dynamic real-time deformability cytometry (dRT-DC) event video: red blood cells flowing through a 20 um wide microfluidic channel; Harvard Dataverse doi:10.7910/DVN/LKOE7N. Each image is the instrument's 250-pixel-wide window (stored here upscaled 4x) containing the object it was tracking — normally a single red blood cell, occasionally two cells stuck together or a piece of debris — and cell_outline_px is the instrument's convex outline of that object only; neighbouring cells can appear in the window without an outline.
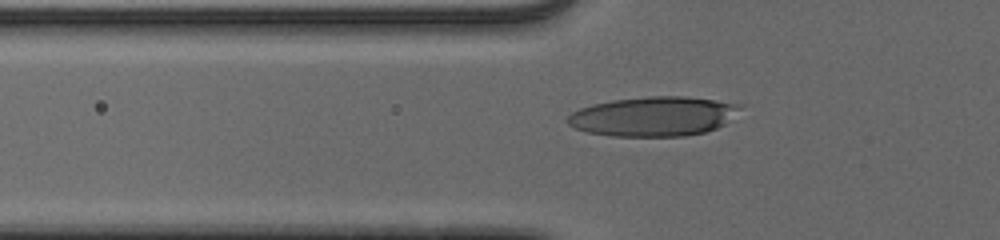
{"species": "human", "species_latin": "Homo sapiens", "temperature_condition": "cold", "stored_images_in_passage": 43, "camera_frame_rate_fps": 3000, "um_per_image_px": 0.085, "donor": {"sex": "male"}, "frame": {"image": 1, "passage_image": 10, "time_ms": 3.0, "image_size_px": [1000, 240], "cell_outline_px": [[744, 104], [724, 124], [716, 128], [704, 132], [684, 136], [612, 136], [588, 132], [576, 128], [568, 124], [568, 116], [572, 112], [580, 108], [592, 104], [612, 100], [648, 96], [684, 96], [716, 100]], "centroid_in_image_um": [55.54, 9.88], "position_along_channel_um": 70.3, "area_um2": 39.59}}
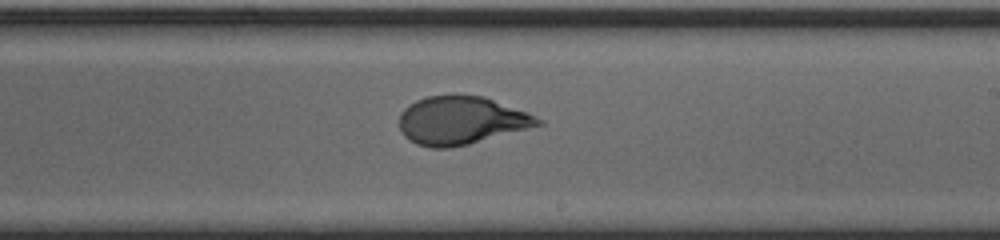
{"frame": {"image": 2, "passage_image": 24, "time_ms": 7.667, "image_size_px": [1000, 240], "cell_outline_px": [[544, 124], [468, 144], [452, 148], [432, 148], [416, 144], [408, 140], [404, 136], [400, 128], [400, 112], [408, 104], [416, 100], [428, 96], [452, 92], [484, 96], [528, 112], [544, 120]], "centroid_in_image_um": [39.19, 10.2], "position_along_channel_um": 249.8, "area_um2": 39.59}}
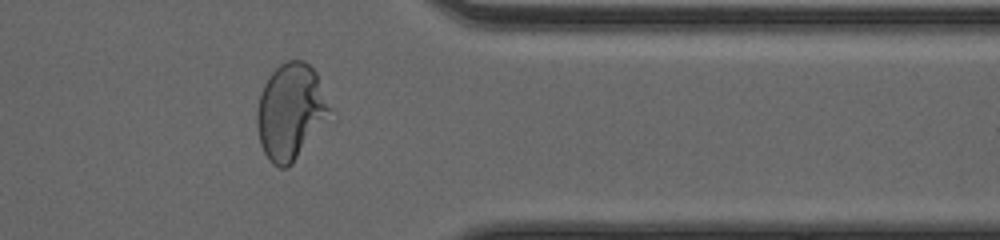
{"frame": {"image": 3, "passage_image": 35, "time_ms": 11.333, "image_size_px": [1000, 240], "cell_outline_px": [[332, 108], [292, 164], [288, 168], [280, 168], [272, 164], [268, 160], [260, 144], [256, 124], [256, 112], [260, 92], [268, 76], [280, 64], [288, 60], [304, 60], [316, 72]], "centroid_in_image_um": [24.65, 9.46], "position_along_channel_um": 386.8, "area_um2": 40.23}}